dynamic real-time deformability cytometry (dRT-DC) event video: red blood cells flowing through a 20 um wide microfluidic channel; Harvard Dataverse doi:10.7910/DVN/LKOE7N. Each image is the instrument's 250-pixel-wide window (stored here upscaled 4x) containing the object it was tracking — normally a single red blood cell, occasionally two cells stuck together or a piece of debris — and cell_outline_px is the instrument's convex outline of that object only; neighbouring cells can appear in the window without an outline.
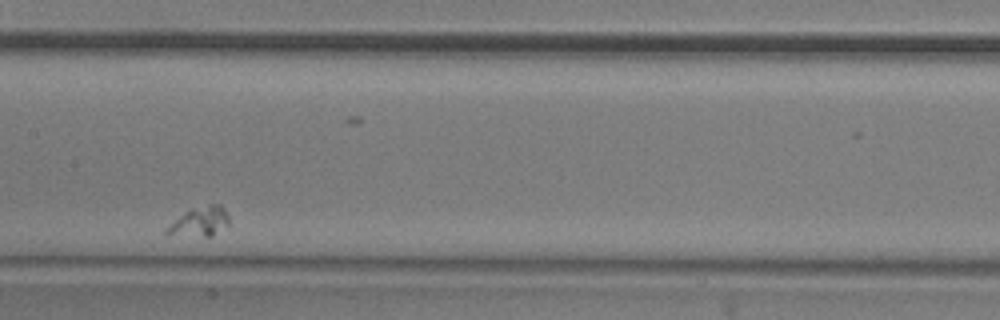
{"species": "common noctule bat (a hibernating species)", "species_latin": "Nyctalus noctula", "temperature_condition": "room temperature", "stored_images_in_passage": 32, "camera_frame_rate_fps": 3000, "um_per_image_px": 0.085, "animal": {"sex": "male", "body_mass_g": 20.5, "forearm_length_mm": 52.5}, "frame": {"image": 1, "passage_image": 14, "time_ms": 4.333, "image_size_px": [1000, 320], "cell_outline_px": [[228, 224], [212, 236], [204, 236], [164, 232], [184, 212], [192, 208], [212, 204], [220, 204], [224, 208], [228, 216]], "centroid_in_image_um": [17.07, 18.8], "position_along_channel_um": 190.3, "area_um2": 10.0}}
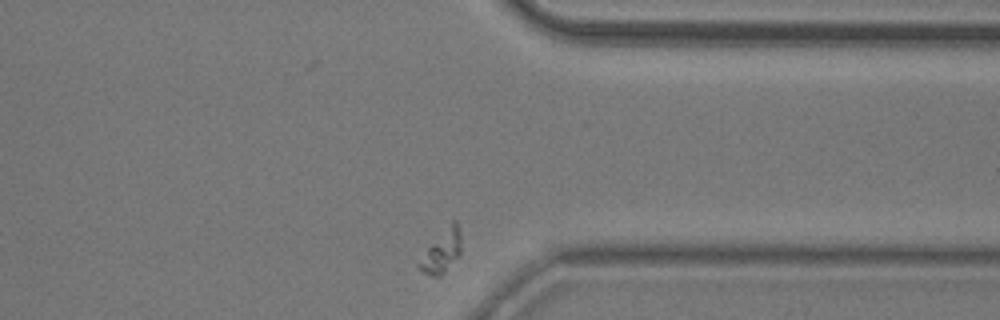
{"frame": {"image": 2, "passage_image": 32, "time_ms": 10.333, "image_size_px": [1000, 320], "cell_outline_px": [[460, 256], [440, 276], [432, 276], [424, 272], [416, 264], [428, 248], [452, 220], [456, 220], [460, 232]], "centroid_in_image_um": [37.57, 21.38], "position_along_channel_um": 373.8, "area_um2": 10.06}}